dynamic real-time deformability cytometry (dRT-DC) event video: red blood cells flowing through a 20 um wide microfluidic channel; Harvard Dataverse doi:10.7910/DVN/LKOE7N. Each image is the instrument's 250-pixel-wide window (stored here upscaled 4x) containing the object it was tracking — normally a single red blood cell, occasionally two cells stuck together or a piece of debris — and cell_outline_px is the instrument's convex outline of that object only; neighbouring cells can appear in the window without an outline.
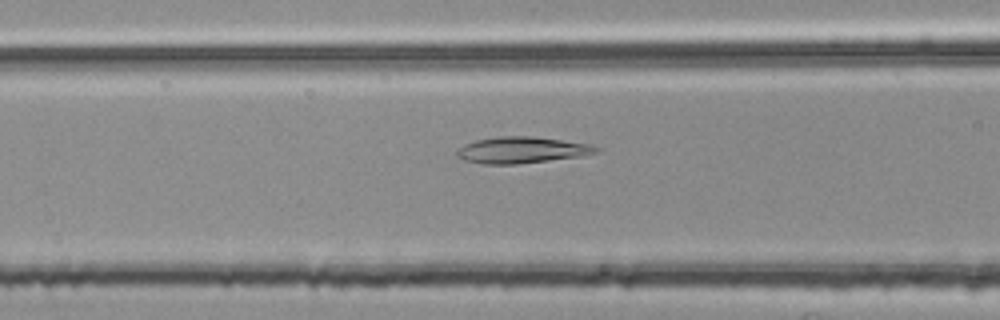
{"species": "common noctule bat (a hibernating species)", "species_latin": "Nyctalus noctula", "temperature_condition": "room temperature", "stored_images_in_passage": 5, "camera_frame_rate_fps": 3000, "um_per_image_px": 0.085, "animal": {"sex": "female", "body_mass_g": 25.1}, "frame": {"image": 1, "passage_image": 5, "time_ms": 1.333, "image_size_px": [1000, 320], "cell_outline_px": [[600, 148], [596, 152], [580, 156], [516, 164], [484, 164], [464, 160], [456, 156], [456, 152], [464, 144], [476, 140], [500, 136], [532, 136], [588, 144]], "centroid_in_image_um": [44.29, 12.75], "position_along_channel_um": 122.3, "area_um2": 21.04}}